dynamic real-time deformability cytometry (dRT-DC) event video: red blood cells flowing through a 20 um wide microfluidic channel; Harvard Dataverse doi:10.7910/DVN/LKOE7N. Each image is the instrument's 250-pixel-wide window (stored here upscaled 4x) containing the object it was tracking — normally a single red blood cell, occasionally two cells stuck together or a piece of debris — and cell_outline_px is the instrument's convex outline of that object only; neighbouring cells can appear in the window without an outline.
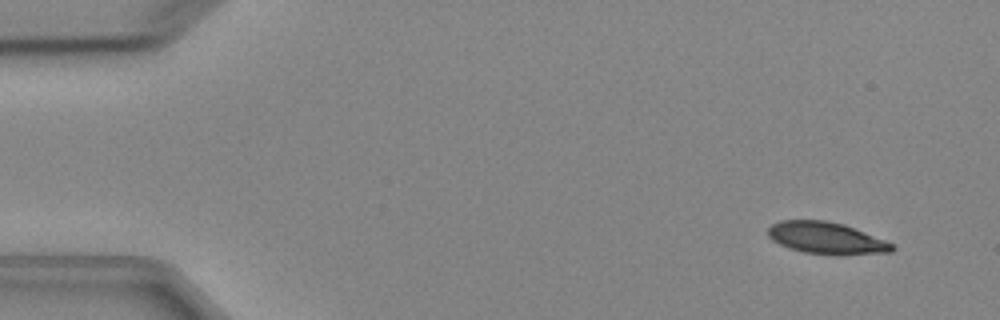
{"species": "Egyptian fruit bat (a non-hibernating species)", "species_latin": "Rousettus aegyptiacus", "temperature_condition": "cold", "stored_images_in_passage": 4, "camera_frame_rate_fps": 3000, "um_per_image_px": 0.085, "animal": {"sex": "female"}, "frame": {"image": 1, "passage_image": 1, "time_ms": 0.0, "image_size_px": [1000, 320], "cell_outline_px": [[896, 248], [892, 252], [804, 252], [780, 244], [772, 240], [768, 236], [768, 228], [772, 224], [780, 220], [824, 220], [844, 224], [884, 240], [892, 244]], "centroid_in_image_um": [70.16, 20.17], "position_along_channel_um": 14.8, "area_um2": 21.79}}
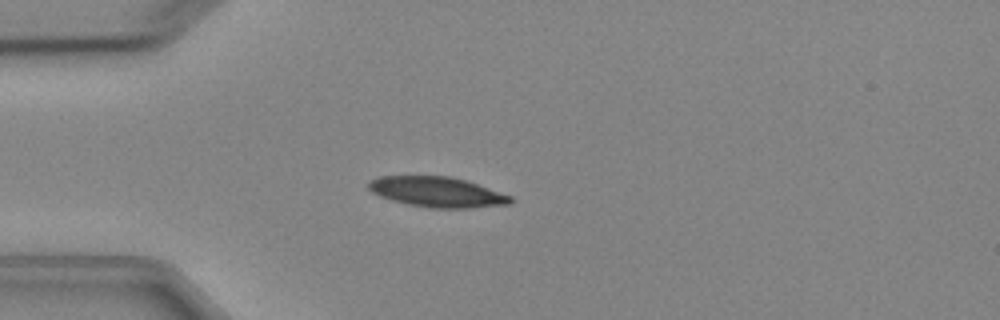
{"frame": {"image": 2, "passage_image": 4, "time_ms": 3.333, "image_size_px": [1000, 320], "cell_outline_px": [[512, 204], [472, 208], [432, 208], [408, 204], [392, 200], [380, 196], [372, 192], [368, 188], [368, 184], [372, 180], [380, 176], [452, 176], [512, 196]], "centroid_in_image_um": [37.17, 16.33], "position_along_channel_um": 47.8, "area_um2": 24.85}}